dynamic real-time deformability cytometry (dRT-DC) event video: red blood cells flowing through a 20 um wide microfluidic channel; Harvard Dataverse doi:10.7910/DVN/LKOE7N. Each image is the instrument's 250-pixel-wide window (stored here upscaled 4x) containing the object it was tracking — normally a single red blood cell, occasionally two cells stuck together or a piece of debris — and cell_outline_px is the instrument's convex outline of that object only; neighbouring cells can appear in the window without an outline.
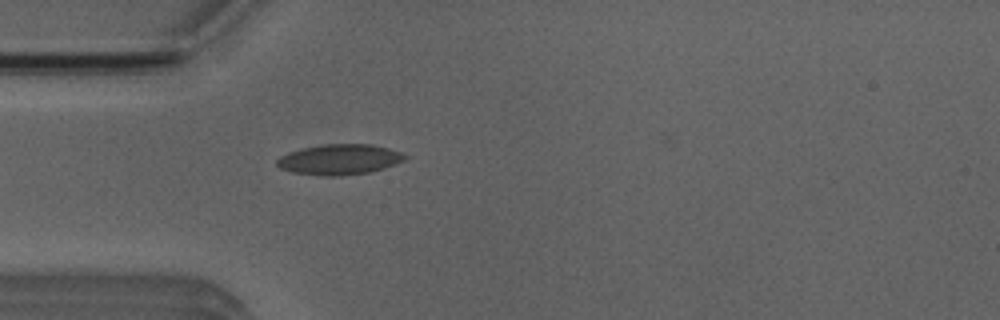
{"species": "Egyptian fruit bat (a non-hibernating species)", "species_latin": "Rousettus aegyptiacus", "temperature_condition": "room temperature", "stored_images_in_passage": 1, "camera_frame_rate_fps": 3000, "um_per_image_px": 0.085, "animal": {"sex": "male"}, "frame": {"image": 1, "passage_image": 1, "time_ms": 0.0, "image_size_px": [1000, 320], "cell_outline_px": [[408, 156], [404, 160], [384, 168], [368, 172], [336, 176], [324, 176], [292, 172], [280, 168], [276, 164], [276, 160], [280, 156], [288, 152], [304, 148], [324, 144], [372, 144], [388, 148], [400, 152]], "centroid_in_image_um": [28.84, 13.55], "position_along_channel_um": 56.2, "area_um2": 22.54}}